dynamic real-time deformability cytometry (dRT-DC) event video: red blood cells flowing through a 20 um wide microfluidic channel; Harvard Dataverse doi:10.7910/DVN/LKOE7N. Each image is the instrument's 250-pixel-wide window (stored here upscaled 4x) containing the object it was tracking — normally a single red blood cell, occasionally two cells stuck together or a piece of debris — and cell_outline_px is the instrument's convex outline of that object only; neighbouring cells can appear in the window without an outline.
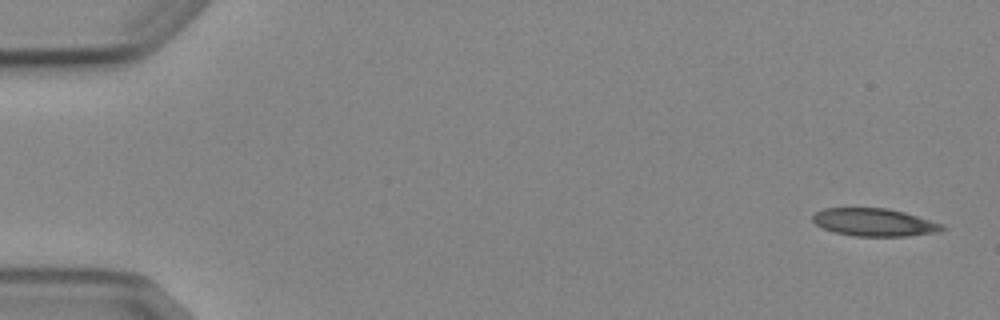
{"species": "Egyptian fruit bat (a non-hibernating species)", "species_latin": "Rousettus aegyptiacus", "temperature_condition": "cold", "stored_images_in_passage": 5, "camera_frame_rate_fps": 3000, "um_per_image_px": 0.085, "animal": {"sex": "female"}, "frame": {"image": 1, "passage_image": 1, "time_ms": 0.0, "image_size_px": [1000, 320], "cell_outline_px": [[948, 228], [936, 232], [904, 236], [852, 236], [836, 232], [824, 228], [816, 224], [812, 220], [812, 216], [816, 212], [824, 208], [888, 208], [904, 212], [944, 224]], "centroid_in_image_um": [74.33, 18.89], "position_along_channel_um": 10.7, "area_um2": 20.87}}
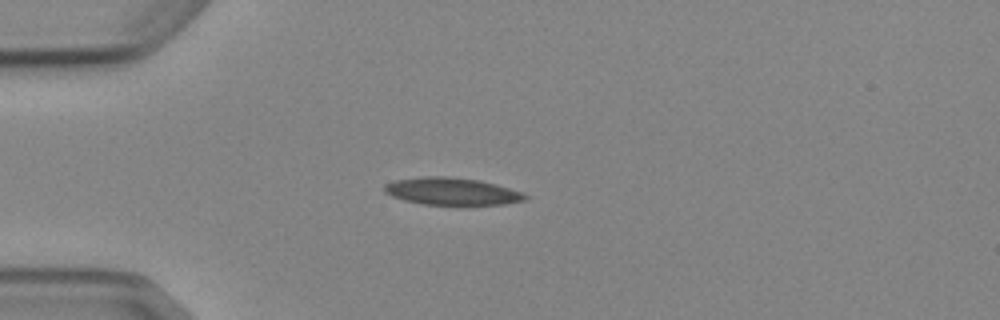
{"frame": {"image": 2, "passage_image": 4, "time_ms": 4.0, "image_size_px": [1000, 320], "cell_outline_px": [[528, 200], [504, 204], [424, 204], [404, 200], [392, 196], [384, 192], [384, 184], [396, 180], [428, 176], [448, 176], [480, 180], [496, 184], [524, 192], [528, 196]], "centroid_in_image_um": [38.45, 16.25], "position_along_channel_um": 46.6, "area_um2": 22.31}}
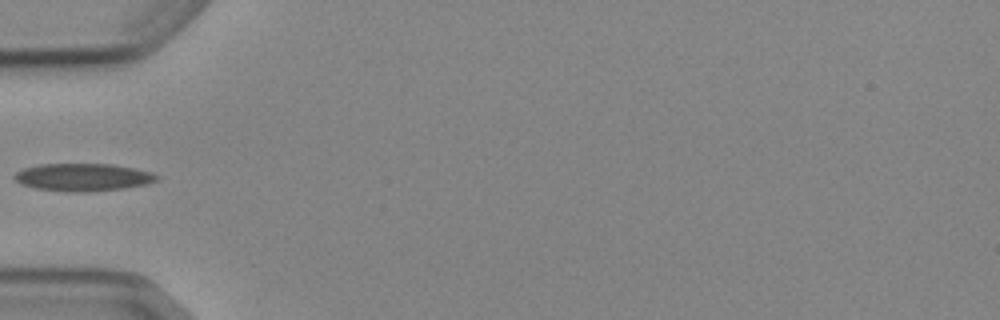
{"frame": {"image": 3, "passage_image": 5, "time_ms": 5.333, "image_size_px": [1000, 320], "cell_outline_px": [[160, 180], [148, 184], [124, 188], [88, 192], [68, 192], [36, 188], [20, 184], [12, 176], [16, 172], [24, 168], [40, 164], [112, 164], [136, 168], [152, 172], [160, 176]], "centroid_in_image_um": [7.1, 15.06], "position_along_channel_um": 77.9, "area_um2": 23.18}}